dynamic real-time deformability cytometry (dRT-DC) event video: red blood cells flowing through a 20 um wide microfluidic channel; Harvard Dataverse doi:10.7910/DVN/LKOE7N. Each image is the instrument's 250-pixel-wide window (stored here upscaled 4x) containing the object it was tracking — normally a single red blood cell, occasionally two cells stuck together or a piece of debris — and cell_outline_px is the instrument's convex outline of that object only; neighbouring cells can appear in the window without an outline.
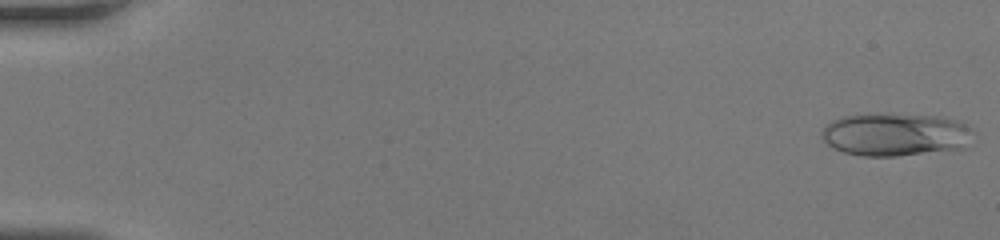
{"species": "human", "species_latin": "Homo sapiens", "temperature_condition": "room temperature", "stored_images_in_passage": 14, "camera_frame_rate_fps": 3000, "um_per_image_px": 0.085, "donor": {"sex": "female"}, "frame": {"image": 1, "passage_image": 1, "time_ms": 0.0, "image_size_px": [1000, 240], "cell_outline_px": [[976, 132], [964, 148], [896, 156], [860, 156], [844, 152], [828, 144], [820, 136], [820, 132], [832, 120], [844, 116], [940, 116], [956, 120], [972, 128]], "centroid_in_image_um": [76.15, 11.47], "position_along_channel_um": 8.9, "area_um2": 37.05}}